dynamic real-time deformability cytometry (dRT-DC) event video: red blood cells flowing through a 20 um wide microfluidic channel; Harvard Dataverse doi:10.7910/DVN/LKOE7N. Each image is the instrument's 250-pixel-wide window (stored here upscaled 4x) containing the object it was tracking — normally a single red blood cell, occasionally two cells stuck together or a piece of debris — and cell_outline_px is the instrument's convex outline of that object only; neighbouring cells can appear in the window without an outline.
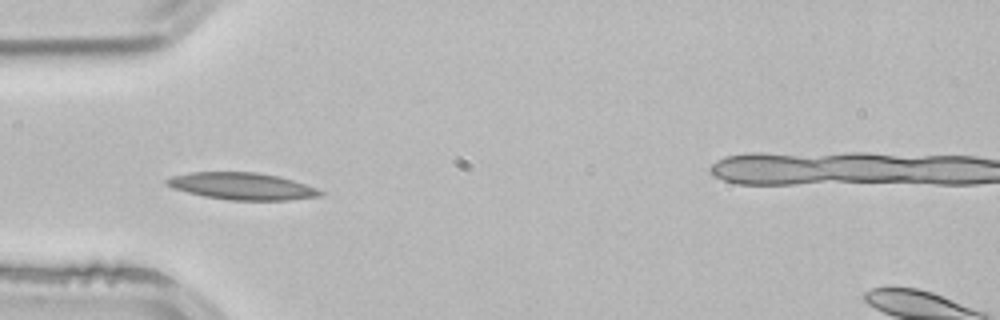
{"species": "common noctule bat (a hibernating species)", "species_latin": "Nyctalus noctula", "temperature_condition": "room temperature", "stored_images_in_passage": 19, "camera_frame_rate_fps": 3000, "um_per_image_px": 0.085, "animal": {"sex": "male", "body_mass_g": 21.5, "forearm_length_mm": 52.0}, "frame": {"image": 1, "passage_image": 4, "time_ms": 1.0, "image_size_px": [1000, 320], "cell_outline_px": [[324, 192], [320, 196], [288, 200], [228, 200], [204, 196], [172, 188], [164, 184], [164, 180], [172, 176], [188, 172], [256, 172], [276, 176], [292, 180], [316, 188]], "centroid_in_image_um": [20.52, 15.82], "position_along_channel_um": 64.5, "area_um2": 24.04}}
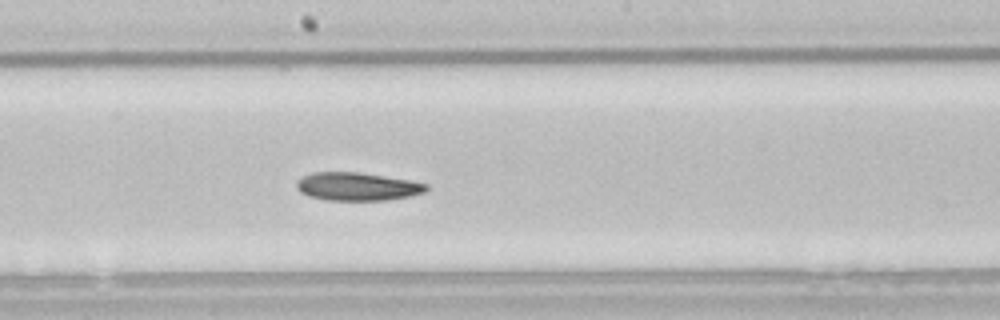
{"frame": {"image": 2, "passage_image": 16, "time_ms": 5.0, "image_size_px": [1000, 320], "cell_outline_px": [[428, 188], [424, 192], [408, 196], [384, 200], [324, 200], [308, 196], [300, 192], [296, 188], [296, 180], [312, 172], [360, 172], [408, 180], [428, 184]], "centroid_in_image_um": [30.31, 15.85], "position_along_channel_um": 217.9, "area_um2": 21.21}}